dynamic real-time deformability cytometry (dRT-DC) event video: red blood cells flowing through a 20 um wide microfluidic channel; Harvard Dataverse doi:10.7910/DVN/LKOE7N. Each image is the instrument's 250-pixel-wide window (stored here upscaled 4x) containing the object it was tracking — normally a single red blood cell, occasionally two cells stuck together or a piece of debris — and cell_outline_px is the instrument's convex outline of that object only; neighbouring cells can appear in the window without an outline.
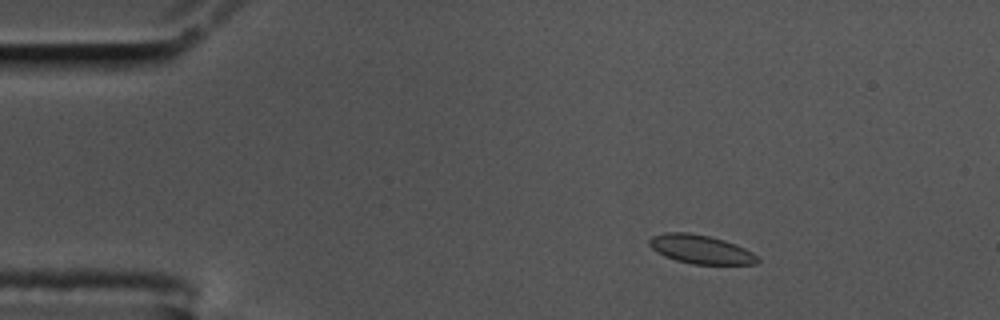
{"species": "common noctule bat (a hibernating species)", "species_latin": "Nyctalus noctula", "temperature_condition": "cold", "stored_images_in_passage": 58, "camera_frame_rate_fps": 3000, "um_per_image_px": 0.085, "animal": {"sex": "male", "body_mass_g": 17.5, "forearm_length_mm": 52.3}, "frame": {"image": 1, "passage_image": 9, "time_ms": 2.667, "image_size_px": [1000, 320], "cell_outline_px": [[760, 260], [756, 264], [692, 264], [676, 260], [664, 256], [656, 252], [648, 244], [648, 240], [652, 236], [664, 232], [688, 232], [708, 236], [724, 240], [736, 244], [752, 252]], "centroid_in_image_um": [59.53, 21.19], "position_along_channel_um": 25.5, "area_um2": 18.15}}
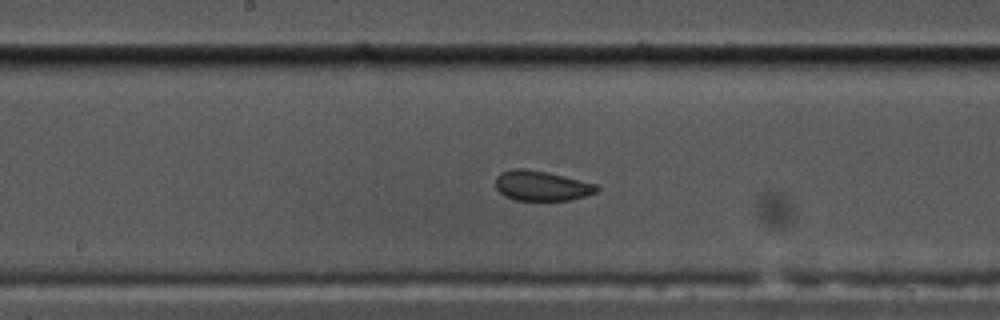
{"frame": {"image": 2, "passage_image": 30, "time_ms": 9.667, "image_size_px": [1000, 320], "cell_outline_px": [[600, 188], [596, 192], [572, 200], [516, 200], [504, 196], [496, 188], [496, 176], [500, 172], [512, 168], [524, 168], [564, 176], [596, 184]], "centroid_in_image_um": [46.0, 15.79], "position_along_channel_um": 202.2, "area_um2": 17.63}}
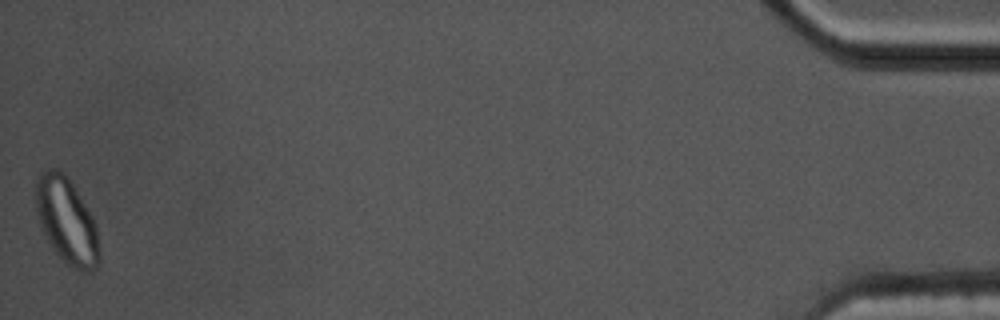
{"frame": {"image": 3, "passage_image": 58, "time_ms": 19.0, "image_size_px": [1000, 320], "cell_outline_px": [[100, 260], [96, 268], [92, 272], [84, 272], [64, 264], [52, 248], [40, 228], [36, 212], [36, 180], [40, 172], [48, 168], [56, 168], [64, 172], [68, 176], [92, 216], [96, 224], [100, 252]], "centroid_in_image_um": [5.66, 18.79], "position_along_channel_um": 429.5, "area_um2": 32.37}, "authors_computed_cell_mechanics": {"area_um2": 18.1492, "velocity_mm_per_s": 3.4612, "shape_relaxation_time_tau1_ms": null, "shape_relaxation_time_tau2_ms": 1.2008, "deformation_change_tau1": null, "deformation_change_tau2": 0.0513}}